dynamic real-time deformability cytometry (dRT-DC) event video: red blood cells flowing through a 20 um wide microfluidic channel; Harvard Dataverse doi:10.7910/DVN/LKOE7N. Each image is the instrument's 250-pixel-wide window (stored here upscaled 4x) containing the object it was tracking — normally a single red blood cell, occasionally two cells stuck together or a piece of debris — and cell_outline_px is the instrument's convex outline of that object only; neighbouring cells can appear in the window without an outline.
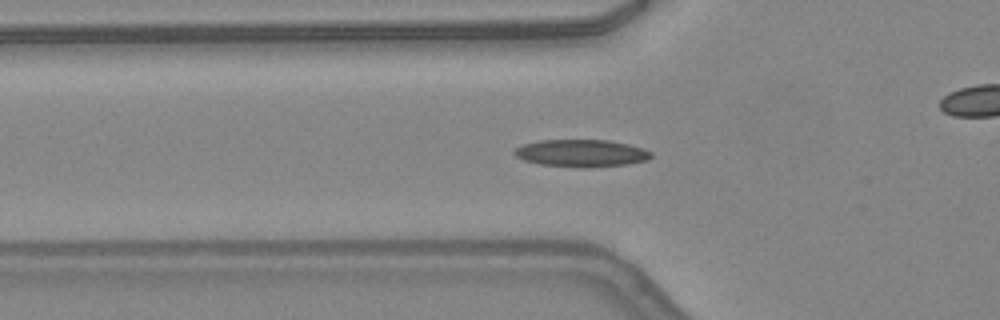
{"species": "common noctule bat (a hibernating species)", "species_latin": "Nyctalus noctula", "temperature_condition": "warm", "stored_images_in_passage": 15, "camera_frame_rate_fps": 3000, "um_per_image_px": 0.085, "animal": {"sex": "female", "body_mass_g": 24.6, "forearm_length_mm": 56.2}, "frame": {"image": 1, "passage_image": 7, "time_ms": 2.0, "image_size_px": [1000, 320], "cell_outline_px": [[652, 156], [648, 160], [628, 164], [588, 168], [580, 168], [540, 164], [524, 160], [516, 156], [512, 152], [516, 148], [524, 144], [540, 140], [608, 140], [628, 144], [644, 148], [652, 152]], "centroid_in_image_um": [49.44, 13.03], "position_along_channel_um": 76.4, "area_um2": 21.91}}
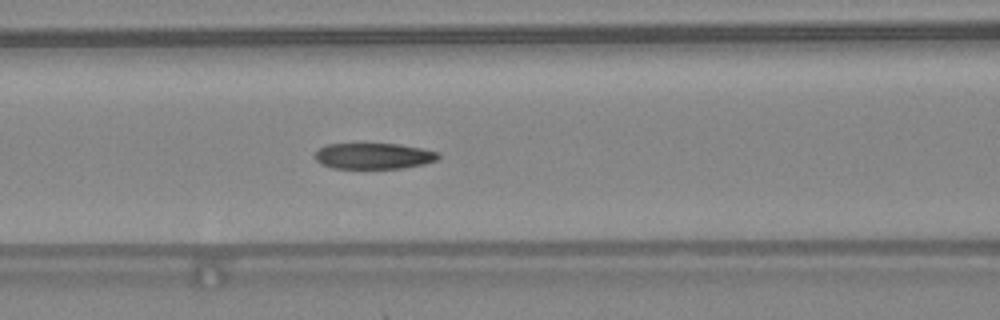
{"frame": {"image": 2, "passage_image": 11, "time_ms": 3.333, "image_size_px": [1000, 320], "cell_outline_px": [[440, 156], [436, 160], [424, 164], [404, 168], [332, 168], [320, 164], [316, 160], [316, 152], [320, 148], [328, 144], [400, 144], [424, 148], [440, 152]], "centroid_in_image_um": [31.81, 13.26], "position_along_channel_um": 134.8, "area_um2": 18.73}}